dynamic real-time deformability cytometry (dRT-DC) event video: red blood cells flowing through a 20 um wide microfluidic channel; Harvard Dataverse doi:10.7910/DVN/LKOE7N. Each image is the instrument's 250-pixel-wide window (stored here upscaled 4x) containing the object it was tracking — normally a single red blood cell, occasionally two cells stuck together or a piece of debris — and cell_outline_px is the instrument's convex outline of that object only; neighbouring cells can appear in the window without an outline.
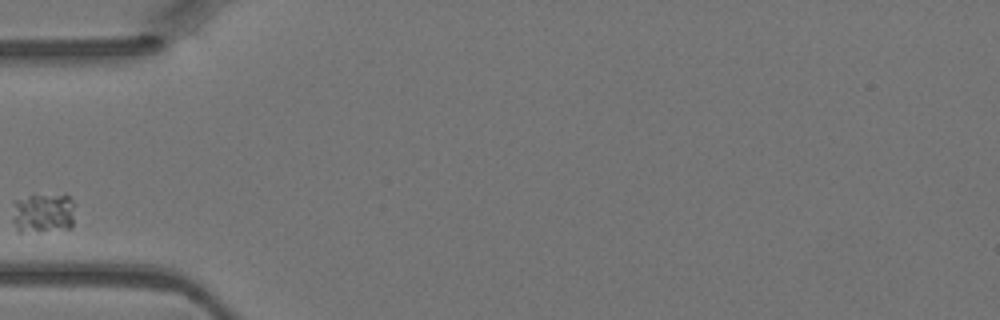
{"species": "Egyptian fruit bat (a non-hibernating species)", "species_latin": "Rousettus aegyptiacus", "temperature_condition": "warm", "stored_images_in_passage": 3, "camera_frame_rate_fps": 3000, "um_per_image_px": 0.085, "animal": {"sex": "female"}, "frame": {"image": 1, "passage_image": 2, "time_ms": 0.333, "image_size_px": [1000, 320], "cell_outline_px": [[72, 224], [68, 228], [20, 232], [16, 228], [12, 220], [12, 200], [32, 192], [68, 196], [72, 200]], "centroid_in_image_um": [3.56, 18.03], "position_along_channel_um": 81.4, "area_um2": 14.91}}
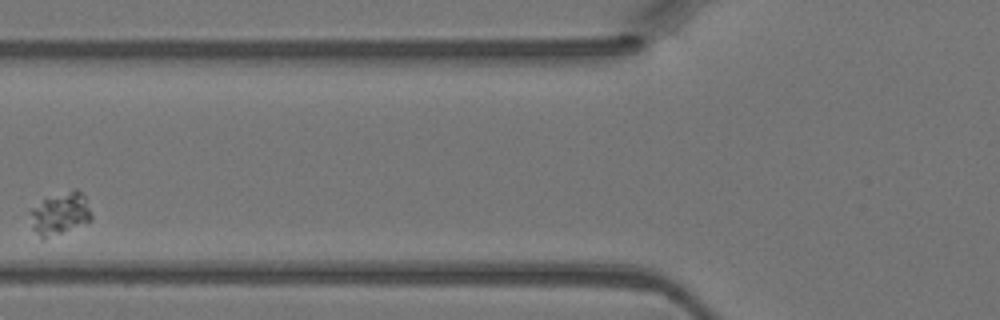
{"frame": {"image": 2, "passage_image": 3, "time_ms": 0.667, "image_size_px": [1000, 320], "cell_outline_px": [[92, 220], [44, 240], [32, 228], [28, 212], [32, 208], [44, 200], [76, 188], [84, 196], [92, 216]], "centroid_in_image_um": [5.08, 18.19], "position_along_channel_um": 120.7, "area_um2": 14.8}}